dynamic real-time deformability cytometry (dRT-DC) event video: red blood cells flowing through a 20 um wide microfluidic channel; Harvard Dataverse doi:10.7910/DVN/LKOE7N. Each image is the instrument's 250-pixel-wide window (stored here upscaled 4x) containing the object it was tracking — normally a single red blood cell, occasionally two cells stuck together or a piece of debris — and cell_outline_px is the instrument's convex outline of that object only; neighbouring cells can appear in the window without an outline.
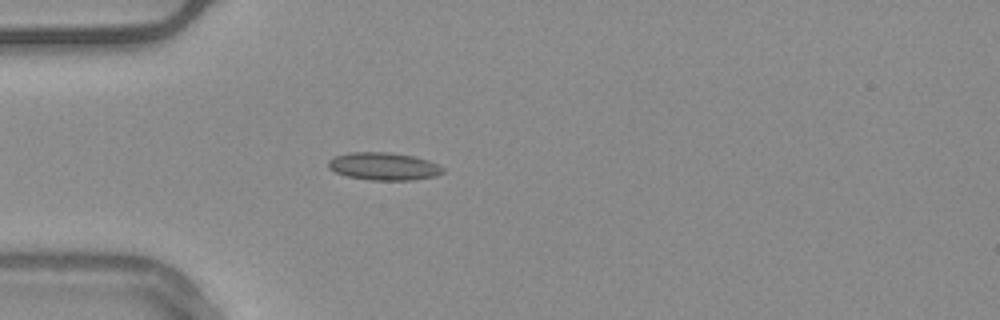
{"species": "common noctule bat (a hibernating species)", "species_latin": "Nyctalus noctula", "temperature_condition": "warm", "stored_images_in_passage": 35, "camera_frame_rate_fps": 3000, "um_per_image_px": 0.085, "animal": {"sex": "male", "body_mass_g": 20.4}, "frame": {"image": 1, "passage_image": 1, "time_ms": 0.0, "image_size_px": [1000, 320], "cell_outline_px": [[444, 172], [436, 176], [412, 180], [368, 180], [348, 176], [336, 172], [328, 168], [328, 160], [336, 156], [348, 152], [388, 152], [412, 156], [428, 160], [440, 164], [444, 168]], "centroid_in_image_um": [32.64, 14.14], "position_along_channel_um": 52.4, "area_um2": 18.55}}
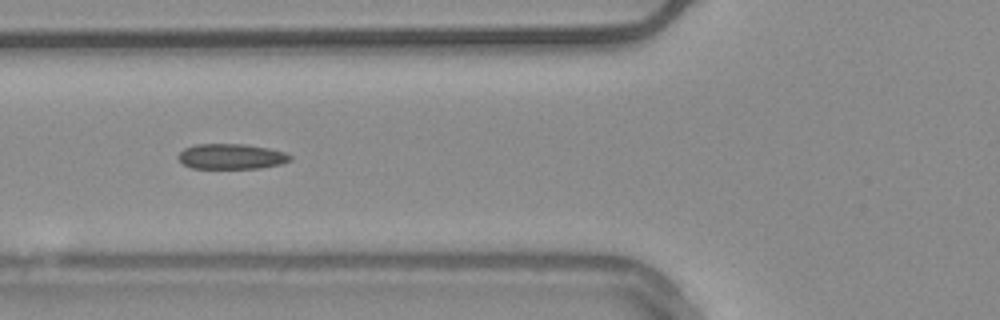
{"frame": {"image": 2, "passage_image": 6, "time_ms": 1.667, "image_size_px": [1000, 320], "cell_outline_px": [[292, 160], [280, 164], [260, 168], [192, 168], [184, 164], [176, 156], [184, 148], [196, 144], [244, 144], [268, 148], [284, 152], [292, 156]], "centroid_in_image_um": [19.66, 13.29], "position_along_channel_um": 106.1, "area_um2": 16.47}, "authors_computed_cell_mechanics": {"area_um2": 16.8198, "velocity_mm_per_s": 3.7804, "shape_relaxation_time_tau1_ms": null, "shape_relaxation_time_tau2_ms": 2.882, "deformation_change_tau1": null, "deformation_change_tau2": 0.1103}}